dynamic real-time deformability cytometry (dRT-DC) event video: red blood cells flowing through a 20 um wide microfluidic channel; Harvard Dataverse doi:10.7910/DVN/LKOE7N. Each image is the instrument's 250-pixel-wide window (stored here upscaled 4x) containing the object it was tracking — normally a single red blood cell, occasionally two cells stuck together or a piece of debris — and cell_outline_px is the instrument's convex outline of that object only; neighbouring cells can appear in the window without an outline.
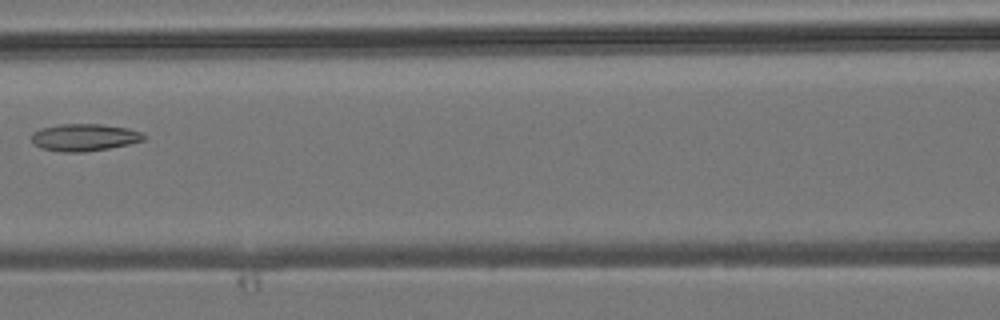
{"species": "common noctule bat (a hibernating species)", "species_latin": "Nyctalus noctula", "temperature_condition": "room temperature", "stored_images_in_passage": 4, "camera_frame_rate_fps": 3000, "um_per_image_px": 0.085, "animal": {"sex": "male", "body_mass_g": 19.2, "forearm_length_mm": 51.8}, "frame": {"image": 1, "passage_image": 4, "time_ms": 4.333, "image_size_px": [1000, 320], "cell_outline_px": [[144, 140], [128, 144], [108, 148], [84, 152], [60, 152], [40, 148], [32, 140], [32, 132], [40, 128], [60, 124], [100, 124], [128, 128], [140, 132], [144, 136]], "centroid_in_image_um": [7.13, 11.67], "position_along_channel_um": 159.5, "area_um2": 17.69}}